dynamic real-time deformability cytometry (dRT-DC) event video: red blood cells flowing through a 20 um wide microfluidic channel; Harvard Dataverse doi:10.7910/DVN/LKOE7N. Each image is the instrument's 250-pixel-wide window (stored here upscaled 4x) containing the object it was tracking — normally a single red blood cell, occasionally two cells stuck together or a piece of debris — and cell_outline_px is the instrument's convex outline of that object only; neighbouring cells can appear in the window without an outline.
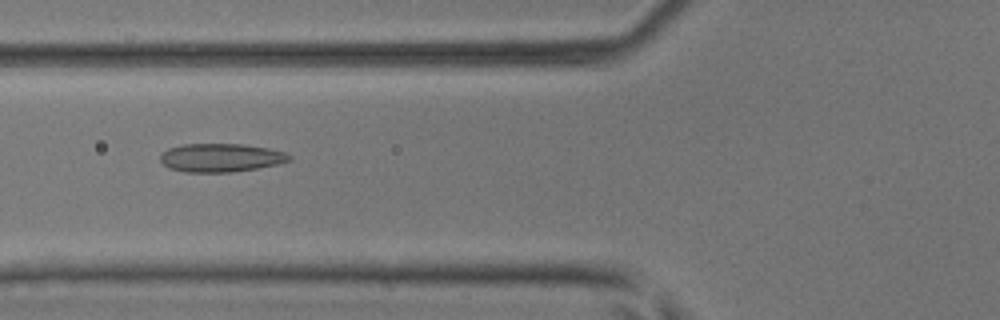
{"species": "common noctule bat (a hibernating species)", "species_latin": "Nyctalus noctula", "temperature_condition": "room temperature", "stored_images_in_passage": 32, "camera_frame_rate_fps": 3000, "um_per_image_px": 0.085, "animal": {"sex": "male", "body_mass_g": 17.9, "forearm_length_mm": 54.2}, "frame": {"image": 1, "passage_image": 2, "time_ms": 0.333, "image_size_px": [1000, 320], "cell_outline_px": [[292, 160], [276, 164], [256, 168], [232, 172], [184, 172], [168, 168], [160, 160], [160, 152], [168, 148], [184, 144], [244, 144], [268, 148], [284, 152], [292, 156]], "centroid_in_image_um": [18.74, 13.4], "position_along_channel_um": 107.1, "area_um2": 21.44}}
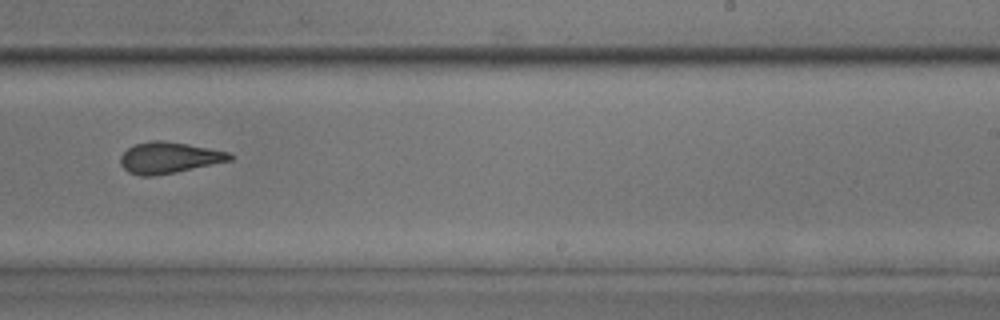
{"frame": {"image": 2, "passage_image": 14, "time_ms": 4.333, "image_size_px": [1000, 320], "cell_outline_px": [[232, 160], [176, 172], [152, 176], [140, 176], [128, 172], [120, 164], [120, 156], [128, 148], [136, 144], [152, 140], [160, 140], [188, 144], [232, 152]], "centroid_in_image_um": [14.37, 13.4], "position_along_channel_um": 274.6, "area_um2": 19.88}}
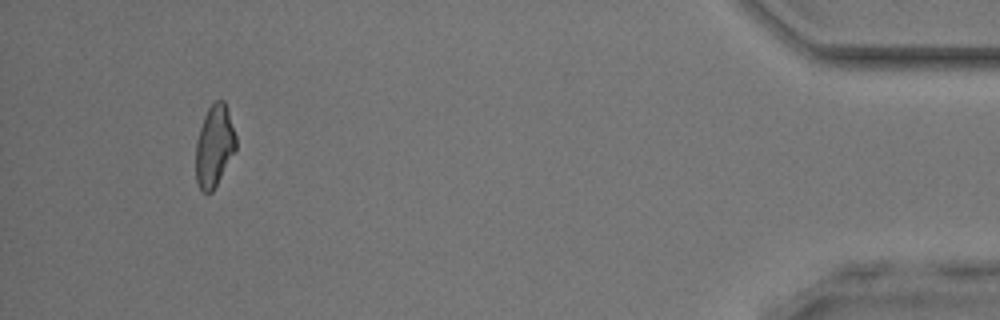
{"frame": {"image": 3, "passage_image": 29, "time_ms": 9.333, "image_size_px": [1000, 320], "cell_outline_px": [[236, 148], [212, 192], [204, 192], [200, 188], [196, 180], [196, 140], [204, 116], [208, 108], [216, 100], [224, 100], [236, 136]], "centroid_in_image_um": [18.21, 12.39], "position_along_channel_um": 417.0, "area_um2": 18.73}, "authors_computed_cell_mechanics": {"area_um2": 19.9121, "velocity_mm_per_s": 4.2019, "shape_relaxation_time_tau1_ms": 9.1781, "shape_relaxation_time_tau2_ms": 1.4611, "deformation_change_tau1": 0.2032, "deformation_change_tau2": 0.0694}}